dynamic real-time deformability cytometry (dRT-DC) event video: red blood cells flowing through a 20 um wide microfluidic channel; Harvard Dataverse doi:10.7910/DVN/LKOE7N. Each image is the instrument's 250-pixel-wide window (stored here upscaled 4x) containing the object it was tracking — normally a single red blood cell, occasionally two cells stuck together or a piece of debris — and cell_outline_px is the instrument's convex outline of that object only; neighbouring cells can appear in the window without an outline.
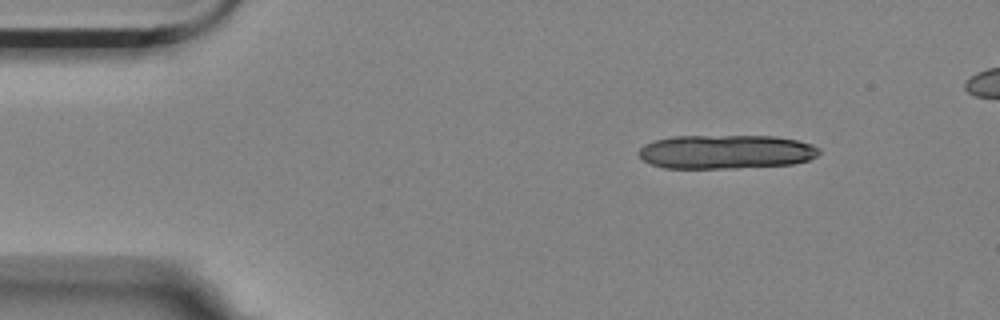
{"species": "Egyptian fruit bat (a non-hibernating species)", "species_latin": "Rousettus aegyptiacus", "temperature_condition": "room temperature", "stored_images_in_passage": 10, "camera_frame_rate_fps": 3000, "um_per_image_px": 0.085, "animal": {"sex": "female"}, "frame": {"image": 1, "passage_image": 1, "time_ms": 0.0, "image_size_px": [1000, 320], "cell_outline_px": [[820, 152], [816, 156], [808, 160], [792, 164], [736, 168], [664, 168], [652, 164], [644, 160], [636, 152], [644, 144], [656, 140], [672, 136], [776, 136], [796, 140], [812, 144], [820, 148]], "centroid_in_image_um": [61.7, 12.9], "position_along_channel_um": 23.3, "area_um2": 35.84}}